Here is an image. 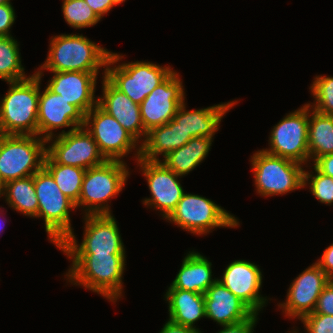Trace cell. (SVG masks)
<instances>
[{
  "instance_id": "1",
  "label": "cell",
  "mask_w": 333,
  "mask_h": 333,
  "mask_svg": "<svg viewBox=\"0 0 333 333\" xmlns=\"http://www.w3.org/2000/svg\"><path fill=\"white\" fill-rule=\"evenodd\" d=\"M73 263L68 274L70 283L82 285L117 302L122 294L125 254H67Z\"/></svg>"
},
{
  "instance_id": "2",
  "label": "cell",
  "mask_w": 333,
  "mask_h": 333,
  "mask_svg": "<svg viewBox=\"0 0 333 333\" xmlns=\"http://www.w3.org/2000/svg\"><path fill=\"white\" fill-rule=\"evenodd\" d=\"M42 72L27 79L9 82L0 103V134L38 135V104Z\"/></svg>"
},
{
  "instance_id": "3",
  "label": "cell",
  "mask_w": 333,
  "mask_h": 333,
  "mask_svg": "<svg viewBox=\"0 0 333 333\" xmlns=\"http://www.w3.org/2000/svg\"><path fill=\"white\" fill-rule=\"evenodd\" d=\"M49 46L48 57L39 71L98 72L101 67H106L111 53L83 35L76 34L54 36Z\"/></svg>"
},
{
  "instance_id": "4",
  "label": "cell",
  "mask_w": 333,
  "mask_h": 333,
  "mask_svg": "<svg viewBox=\"0 0 333 333\" xmlns=\"http://www.w3.org/2000/svg\"><path fill=\"white\" fill-rule=\"evenodd\" d=\"M33 182L38 198V217L44 219L50 241L58 247L73 234L69 212L76 208L75 203L61 192L44 167L33 175Z\"/></svg>"
},
{
  "instance_id": "5",
  "label": "cell",
  "mask_w": 333,
  "mask_h": 333,
  "mask_svg": "<svg viewBox=\"0 0 333 333\" xmlns=\"http://www.w3.org/2000/svg\"><path fill=\"white\" fill-rule=\"evenodd\" d=\"M128 176L129 170L124 161L106 160L87 169L76 208L83 205L85 215L111 214L105 202L108 203L110 198L122 191Z\"/></svg>"
},
{
  "instance_id": "6",
  "label": "cell",
  "mask_w": 333,
  "mask_h": 333,
  "mask_svg": "<svg viewBox=\"0 0 333 333\" xmlns=\"http://www.w3.org/2000/svg\"><path fill=\"white\" fill-rule=\"evenodd\" d=\"M123 56L110 53L104 69L105 78L119 91L125 93L134 103L141 104L155 87L162 83L174 70L150 62H128L114 65Z\"/></svg>"
},
{
  "instance_id": "7",
  "label": "cell",
  "mask_w": 333,
  "mask_h": 333,
  "mask_svg": "<svg viewBox=\"0 0 333 333\" xmlns=\"http://www.w3.org/2000/svg\"><path fill=\"white\" fill-rule=\"evenodd\" d=\"M36 137L0 134V177L4 183L32 176L44 167L47 141Z\"/></svg>"
},
{
  "instance_id": "8",
  "label": "cell",
  "mask_w": 333,
  "mask_h": 333,
  "mask_svg": "<svg viewBox=\"0 0 333 333\" xmlns=\"http://www.w3.org/2000/svg\"><path fill=\"white\" fill-rule=\"evenodd\" d=\"M257 193L261 196L285 194L303 188L302 164L287 158L266 153L263 149L252 157Z\"/></svg>"
},
{
  "instance_id": "9",
  "label": "cell",
  "mask_w": 333,
  "mask_h": 333,
  "mask_svg": "<svg viewBox=\"0 0 333 333\" xmlns=\"http://www.w3.org/2000/svg\"><path fill=\"white\" fill-rule=\"evenodd\" d=\"M186 231L201 235L216 227H237L239 222L210 199L184 193L175 210L167 218Z\"/></svg>"
},
{
  "instance_id": "10",
  "label": "cell",
  "mask_w": 333,
  "mask_h": 333,
  "mask_svg": "<svg viewBox=\"0 0 333 333\" xmlns=\"http://www.w3.org/2000/svg\"><path fill=\"white\" fill-rule=\"evenodd\" d=\"M310 103L289 113L271 130L268 154L287 158L301 164L309 160L308 131Z\"/></svg>"
},
{
  "instance_id": "11",
  "label": "cell",
  "mask_w": 333,
  "mask_h": 333,
  "mask_svg": "<svg viewBox=\"0 0 333 333\" xmlns=\"http://www.w3.org/2000/svg\"><path fill=\"white\" fill-rule=\"evenodd\" d=\"M81 244L71 234L57 248L66 254H125L119 228L112 214L85 215Z\"/></svg>"
},
{
  "instance_id": "12",
  "label": "cell",
  "mask_w": 333,
  "mask_h": 333,
  "mask_svg": "<svg viewBox=\"0 0 333 333\" xmlns=\"http://www.w3.org/2000/svg\"><path fill=\"white\" fill-rule=\"evenodd\" d=\"M55 137L56 140H46L47 143L54 141L51 146L46 147V154L55 163L87 170L106 161L94 138L84 126L71 128L67 132L63 130Z\"/></svg>"
},
{
  "instance_id": "13",
  "label": "cell",
  "mask_w": 333,
  "mask_h": 333,
  "mask_svg": "<svg viewBox=\"0 0 333 333\" xmlns=\"http://www.w3.org/2000/svg\"><path fill=\"white\" fill-rule=\"evenodd\" d=\"M83 126L92 135L106 160L123 161L121 158L139 143L113 116L98 105L85 115Z\"/></svg>"
},
{
  "instance_id": "14",
  "label": "cell",
  "mask_w": 333,
  "mask_h": 333,
  "mask_svg": "<svg viewBox=\"0 0 333 333\" xmlns=\"http://www.w3.org/2000/svg\"><path fill=\"white\" fill-rule=\"evenodd\" d=\"M183 90L179 75L173 71L143 100L140 104V114L147 132L173 119L184 102Z\"/></svg>"
},
{
  "instance_id": "15",
  "label": "cell",
  "mask_w": 333,
  "mask_h": 333,
  "mask_svg": "<svg viewBox=\"0 0 333 333\" xmlns=\"http://www.w3.org/2000/svg\"><path fill=\"white\" fill-rule=\"evenodd\" d=\"M137 161L152 194V197L143 200V204L160 209L167 219L184 194L178 181L179 175L168 169L161 161H149L143 158H138Z\"/></svg>"
},
{
  "instance_id": "16",
  "label": "cell",
  "mask_w": 333,
  "mask_h": 333,
  "mask_svg": "<svg viewBox=\"0 0 333 333\" xmlns=\"http://www.w3.org/2000/svg\"><path fill=\"white\" fill-rule=\"evenodd\" d=\"M330 280L325 272L314 263L293 280L288 289L286 302L278 306L283 307L286 316L298 317L301 320L306 315L313 313L319 295Z\"/></svg>"
},
{
  "instance_id": "17",
  "label": "cell",
  "mask_w": 333,
  "mask_h": 333,
  "mask_svg": "<svg viewBox=\"0 0 333 333\" xmlns=\"http://www.w3.org/2000/svg\"><path fill=\"white\" fill-rule=\"evenodd\" d=\"M38 136L45 140L53 138V131L58 128L76 129L84 125L85 115L63 96L51 92L47 87L39 94ZM41 134L43 136H41Z\"/></svg>"
},
{
  "instance_id": "18",
  "label": "cell",
  "mask_w": 333,
  "mask_h": 333,
  "mask_svg": "<svg viewBox=\"0 0 333 333\" xmlns=\"http://www.w3.org/2000/svg\"><path fill=\"white\" fill-rule=\"evenodd\" d=\"M229 291L258 314L266 304V298L259 295L262 285V272L257 265L246 260H236L229 264L218 279Z\"/></svg>"
},
{
  "instance_id": "19",
  "label": "cell",
  "mask_w": 333,
  "mask_h": 333,
  "mask_svg": "<svg viewBox=\"0 0 333 333\" xmlns=\"http://www.w3.org/2000/svg\"><path fill=\"white\" fill-rule=\"evenodd\" d=\"M52 73L54 76L47 86L51 92L63 96L84 115L97 105L94 93L98 72L64 71Z\"/></svg>"
},
{
  "instance_id": "20",
  "label": "cell",
  "mask_w": 333,
  "mask_h": 333,
  "mask_svg": "<svg viewBox=\"0 0 333 333\" xmlns=\"http://www.w3.org/2000/svg\"><path fill=\"white\" fill-rule=\"evenodd\" d=\"M102 83L103 96L97 99V105L113 116L138 142L142 136L146 138L147 131L143 126L140 105L116 89L105 76Z\"/></svg>"
},
{
  "instance_id": "21",
  "label": "cell",
  "mask_w": 333,
  "mask_h": 333,
  "mask_svg": "<svg viewBox=\"0 0 333 333\" xmlns=\"http://www.w3.org/2000/svg\"><path fill=\"white\" fill-rule=\"evenodd\" d=\"M205 316L222 325L250 318L254 312L237 296L216 280L204 293Z\"/></svg>"
},
{
  "instance_id": "22",
  "label": "cell",
  "mask_w": 333,
  "mask_h": 333,
  "mask_svg": "<svg viewBox=\"0 0 333 333\" xmlns=\"http://www.w3.org/2000/svg\"><path fill=\"white\" fill-rule=\"evenodd\" d=\"M191 138L182 127L173 119L167 124L151 128L136 149L137 159L143 158L149 161H161L159 154L166 157L170 152L185 145Z\"/></svg>"
},
{
  "instance_id": "23",
  "label": "cell",
  "mask_w": 333,
  "mask_h": 333,
  "mask_svg": "<svg viewBox=\"0 0 333 333\" xmlns=\"http://www.w3.org/2000/svg\"><path fill=\"white\" fill-rule=\"evenodd\" d=\"M237 101H230L199 110H185L183 102L173 117L182 129L192 137H213L218 131L224 114L232 108Z\"/></svg>"
},
{
  "instance_id": "24",
  "label": "cell",
  "mask_w": 333,
  "mask_h": 333,
  "mask_svg": "<svg viewBox=\"0 0 333 333\" xmlns=\"http://www.w3.org/2000/svg\"><path fill=\"white\" fill-rule=\"evenodd\" d=\"M211 265V262L203 255L190 251L185 256L182 266L169 288L204 294L217 280L212 279Z\"/></svg>"
},
{
  "instance_id": "25",
  "label": "cell",
  "mask_w": 333,
  "mask_h": 333,
  "mask_svg": "<svg viewBox=\"0 0 333 333\" xmlns=\"http://www.w3.org/2000/svg\"><path fill=\"white\" fill-rule=\"evenodd\" d=\"M165 298L169 305V320L176 324L195 328V322L206 317L204 294L168 288Z\"/></svg>"
},
{
  "instance_id": "26",
  "label": "cell",
  "mask_w": 333,
  "mask_h": 333,
  "mask_svg": "<svg viewBox=\"0 0 333 333\" xmlns=\"http://www.w3.org/2000/svg\"><path fill=\"white\" fill-rule=\"evenodd\" d=\"M213 137H193L185 145L164 157L163 164L182 177L198 166L207 156Z\"/></svg>"
},
{
  "instance_id": "27",
  "label": "cell",
  "mask_w": 333,
  "mask_h": 333,
  "mask_svg": "<svg viewBox=\"0 0 333 333\" xmlns=\"http://www.w3.org/2000/svg\"><path fill=\"white\" fill-rule=\"evenodd\" d=\"M311 111L308 150L309 159L315 162L319 157L333 153V115H324L314 109Z\"/></svg>"
},
{
  "instance_id": "28",
  "label": "cell",
  "mask_w": 333,
  "mask_h": 333,
  "mask_svg": "<svg viewBox=\"0 0 333 333\" xmlns=\"http://www.w3.org/2000/svg\"><path fill=\"white\" fill-rule=\"evenodd\" d=\"M3 195L11 208L23 213V215L38 217V198L33 175L5 183Z\"/></svg>"
},
{
  "instance_id": "29",
  "label": "cell",
  "mask_w": 333,
  "mask_h": 333,
  "mask_svg": "<svg viewBox=\"0 0 333 333\" xmlns=\"http://www.w3.org/2000/svg\"><path fill=\"white\" fill-rule=\"evenodd\" d=\"M44 168L52 175L61 192L76 204L79 201L86 170L55 163L47 154L44 159Z\"/></svg>"
},
{
  "instance_id": "30",
  "label": "cell",
  "mask_w": 333,
  "mask_h": 333,
  "mask_svg": "<svg viewBox=\"0 0 333 333\" xmlns=\"http://www.w3.org/2000/svg\"><path fill=\"white\" fill-rule=\"evenodd\" d=\"M18 43L12 36H0V79L7 83L27 79Z\"/></svg>"
},
{
  "instance_id": "31",
  "label": "cell",
  "mask_w": 333,
  "mask_h": 333,
  "mask_svg": "<svg viewBox=\"0 0 333 333\" xmlns=\"http://www.w3.org/2000/svg\"><path fill=\"white\" fill-rule=\"evenodd\" d=\"M62 12L65 21L76 29L96 25L101 20L85 0H64Z\"/></svg>"
},
{
  "instance_id": "32",
  "label": "cell",
  "mask_w": 333,
  "mask_h": 333,
  "mask_svg": "<svg viewBox=\"0 0 333 333\" xmlns=\"http://www.w3.org/2000/svg\"><path fill=\"white\" fill-rule=\"evenodd\" d=\"M310 88L315 98L310 107L321 114L333 115V77L316 76Z\"/></svg>"
},
{
  "instance_id": "33",
  "label": "cell",
  "mask_w": 333,
  "mask_h": 333,
  "mask_svg": "<svg viewBox=\"0 0 333 333\" xmlns=\"http://www.w3.org/2000/svg\"><path fill=\"white\" fill-rule=\"evenodd\" d=\"M315 175L304 170L303 186L310 183V191L317 200L327 205L333 203V178L321 173L315 166ZM311 178V180L309 179Z\"/></svg>"
},
{
  "instance_id": "34",
  "label": "cell",
  "mask_w": 333,
  "mask_h": 333,
  "mask_svg": "<svg viewBox=\"0 0 333 333\" xmlns=\"http://www.w3.org/2000/svg\"><path fill=\"white\" fill-rule=\"evenodd\" d=\"M301 321L308 333H333V315L308 314Z\"/></svg>"
},
{
  "instance_id": "35",
  "label": "cell",
  "mask_w": 333,
  "mask_h": 333,
  "mask_svg": "<svg viewBox=\"0 0 333 333\" xmlns=\"http://www.w3.org/2000/svg\"><path fill=\"white\" fill-rule=\"evenodd\" d=\"M311 314L333 315V280L325 286L318 297L316 307Z\"/></svg>"
},
{
  "instance_id": "36",
  "label": "cell",
  "mask_w": 333,
  "mask_h": 333,
  "mask_svg": "<svg viewBox=\"0 0 333 333\" xmlns=\"http://www.w3.org/2000/svg\"><path fill=\"white\" fill-rule=\"evenodd\" d=\"M15 17L11 3L0 5V36H11L9 29L14 24Z\"/></svg>"
},
{
  "instance_id": "37",
  "label": "cell",
  "mask_w": 333,
  "mask_h": 333,
  "mask_svg": "<svg viewBox=\"0 0 333 333\" xmlns=\"http://www.w3.org/2000/svg\"><path fill=\"white\" fill-rule=\"evenodd\" d=\"M257 315L254 313L250 318L236 324L222 325L223 330H220L218 333H253V328L258 319Z\"/></svg>"
},
{
  "instance_id": "38",
  "label": "cell",
  "mask_w": 333,
  "mask_h": 333,
  "mask_svg": "<svg viewBox=\"0 0 333 333\" xmlns=\"http://www.w3.org/2000/svg\"><path fill=\"white\" fill-rule=\"evenodd\" d=\"M315 263L333 280V244L324 250L321 259Z\"/></svg>"
},
{
  "instance_id": "39",
  "label": "cell",
  "mask_w": 333,
  "mask_h": 333,
  "mask_svg": "<svg viewBox=\"0 0 333 333\" xmlns=\"http://www.w3.org/2000/svg\"><path fill=\"white\" fill-rule=\"evenodd\" d=\"M88 6L101 19L105 13L111 10L115 5L112 0H85Z\"/></svg>"
},
{
  "instance_id": "40",
  "label": "cell",
  "mask_w": 333,
  "mask_h": 333,
  "mask_svg": "<svg viewBox=\"0 0 333 333\" xmlns=\"http://www.w3.org/2000/svg\"><path fill=\"white\" fill-rule=\"evenodd\" d=\"M314 166L324 175L333 178V153L319 157L314 162Z\"/></svg>"
},
{
  "instance_id": "41",
  "label": "cell",
  "mask_w": 333,
  "mask_h": 333,
  "mask_svg": "<svg viewBox=\"0 0 333 333\" xmlns=\"http://www.w3.org/2000/svg\"><path fill=\"white\" fill-rule=\"evenodd\" d=\"M159 333H201V331L196 328L183 326L168 320Z\"/></svg>"
},
{
  "instance_id": "42",
  "label": "cell",
  "mask_w": 333,
  "mask_h": 333,
  "mask_svg": "<svg viewBox=\"0 0 333 333\" xmlns=\"http://www.w3.org/2000/svg\"><path fill=\"white\" fill-rule=\"evenodd\" d=\"M4 186H5V183L2 181V179L0 177V197L4 193Z\"/></svg>"
},
{
  "instance_id": "43",
  "label": "cell",
  "mask_w": 333,
  "mask_h": 333,
  "mask_svg": "<svg viewBox=\"0 0 333 333\" xmlns=\"http://www.w3.org/2000/svg\"><path fill=\"white\" fill-rule=\"evenodd\" d=\"M125 0H112L114 5H118L121 4L122 2H124Z\"/></svg>"
},
{
  "instance_id": "44",
  "label": "cell",
  "mask_w": 333,
  "mask_h": 333,
  "mask_svg": "<svg viewBox=\"0 0 333 333\" xmlns=\"http://www.w3.org/2000/svg\"><path fill=\"white\" fill-rule=\"evenodd\" d=\"M10 4V0H0V5Z\"/></svg>"
}]
</instances>
